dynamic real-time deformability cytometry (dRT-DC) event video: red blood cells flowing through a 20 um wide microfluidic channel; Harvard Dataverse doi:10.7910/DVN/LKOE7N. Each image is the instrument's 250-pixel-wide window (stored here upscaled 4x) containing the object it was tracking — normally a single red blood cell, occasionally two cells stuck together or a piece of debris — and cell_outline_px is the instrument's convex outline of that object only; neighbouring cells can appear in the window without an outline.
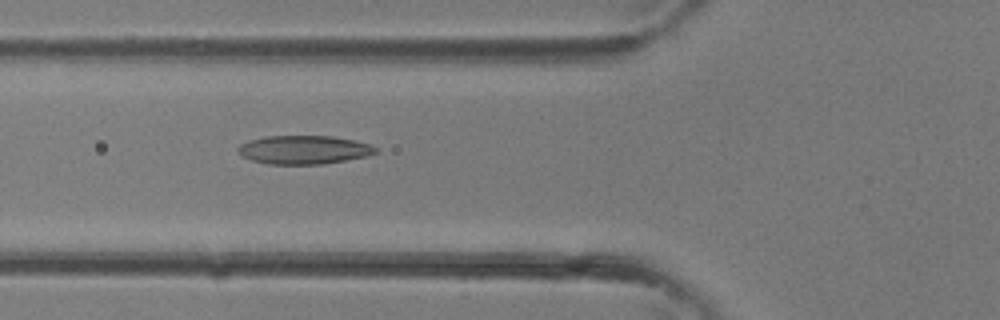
{"species": "common noctule bat (a hibernating species)", "species_latin": "Nyctalus noctula", "temperature_condition": "room temperature", "stored_images_in_passage": 35, "camera_frame_rate_fps": 3000, "um_per_image_px": 0.085, "animal": {"sex": "female"}, "frame": {"image": 1, "passage_image": 12, "time_ms": 3.667, "image_size_px": [1000, 320], "cell_outline_px": [[380, 148], [376, 152], [368, 156], [324, 164], [268, 164], [252, 160], [236, 152], [236, 148], [240, 144], [248, 140], [264, 136], [332, 136], [372, 144]], "centroid_in_image_um": [25.84, 12.73], "position_along_channel_um": 100.0, "area_um2": 23.12}}
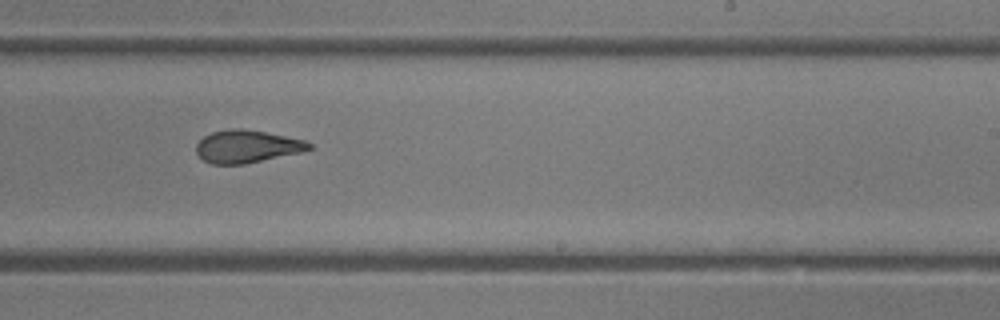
{"frame": {"image": 2, "passage_image": 21, "time_ms": 6.667, "image_size_px": [1000, 320], "cell_outline_px": [[312, 148], [304, 152], [244, 164], [212, 164], [204, 160], [196, 152], [196, 144], [204, 136], [212, 132], [228, 128], [240, 128], [264, 132], [304, 140], [312, 144]], "centroid_in_image_um": [20.99, 12.45], "position_along_channel_um": 268.0, "area_um2": 21.44}}
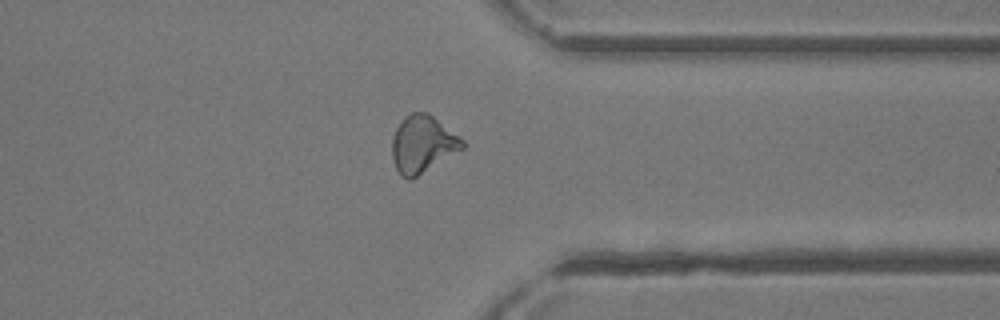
{"frame": {"image": 3, "passage_image": 27, "time_ms": 8.667, "image_size_px": [1000, 320], "cell_outline_px": [[464, 148], [412, 180], [408, 180], [400, 176], [392, 160], [392, 140], [396, 128], [404, 116], [412, 112], [428, 112], [460, 136], [464, 140]], "centroid_in_image_um": [35.91, 12.27], "position_along_channel_um": 375.5, "area_um2": 23.7}}